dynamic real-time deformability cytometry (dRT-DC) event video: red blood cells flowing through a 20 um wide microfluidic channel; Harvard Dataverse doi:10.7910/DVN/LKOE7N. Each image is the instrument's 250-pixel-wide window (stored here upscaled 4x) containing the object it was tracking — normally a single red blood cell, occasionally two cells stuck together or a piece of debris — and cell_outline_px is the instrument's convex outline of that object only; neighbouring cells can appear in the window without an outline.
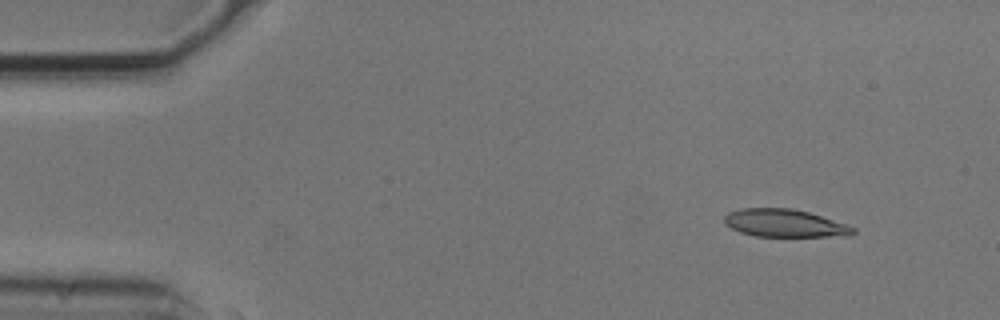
{"species": "common noctule bat (a hibernating species)", "species_latin": "Nyctalus noctula", "temperature_condition": "cold", "stored_images_in_passage": 8, "camera_frame_rate_fps": 3000, "um_per_image_px": 0.085, "animal": {"sex": "male", "body_mass_g": 20.5, "forearm_length_mm": 52.5}, "frame": {"image": 1, "passage_image": 1, "time_ms": 0.0, "image_size_px": [1000, 320], "cell_outline_px": [[856, 232], [828, 236], [756, 236], [740, 232], [724, 224], [724, 216], [728, 212], [740, 208], [792, 208], [808, 212], [848, 224], [856, 228]], "centroid_in_image_um": [66.63, 18.95], "position_along_channel_um": 18.4, "area_um2": 20.63}}
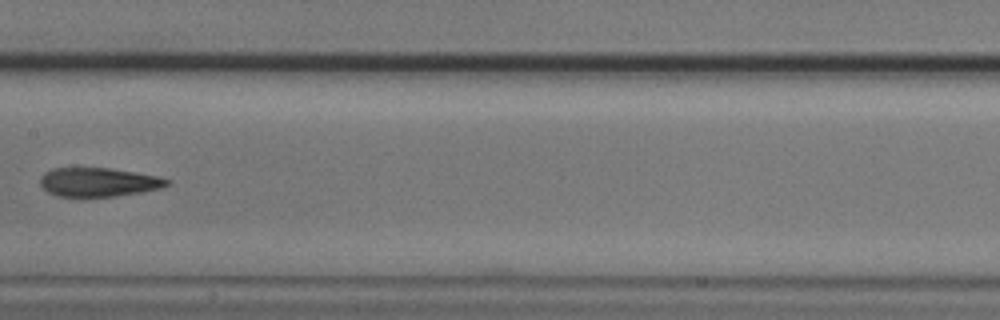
{"frame": {"image": 2, "passage_image": 7, "time_ms": 2.0, "image_size_px": [1000, 320], "cell_outline_px": [[172, 180], [168, 184], [160, 188], [140, 192], [116, 196], [60, 196], [48, 192], [40, 184], [40, 176], [44, 172], [52, 168], [108, 168], [136, 172], [156, 176]], "centroid_in_image_um": [8.35, 15.47], "position_along_channel_um": 199.0, "area_um2": 21.15}}